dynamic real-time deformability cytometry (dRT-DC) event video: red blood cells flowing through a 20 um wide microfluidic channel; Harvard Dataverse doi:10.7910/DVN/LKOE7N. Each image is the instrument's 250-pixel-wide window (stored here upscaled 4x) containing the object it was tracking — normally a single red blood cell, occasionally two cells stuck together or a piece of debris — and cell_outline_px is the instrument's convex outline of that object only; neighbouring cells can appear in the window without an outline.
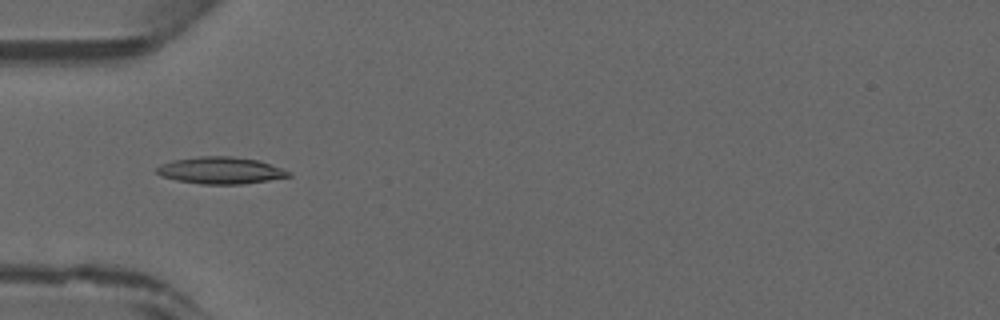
{"species": "common noctule bat (a hibernating species)", "species_latin": "Nyctalus noctula", "temperature_condition": "warm", "stored_images_in_passage": 45, "camera_frame_rate_fps": 3000, "um_per_image_px": 0.085, "animal": {"sex": "male", "forearm_length_mm": 52.5}, "frame": {"image": 1, "passage_image": 14, "time_ms": 4.333, "image_size_px": [1000, 320], "cell_outline_px": [[292, 176], [268, 180], [240, 184], [200, 184], [176, 180], [160, 176], [156, 172], [156, 168], [160, 164], [172, 160], [200, 156], [232, 156], [256, 160], [292, 172]], "centroid_in_image_um": [18.7, 14.49], "position_along_channel_um": 66.3, "area_um2": 20.58}}
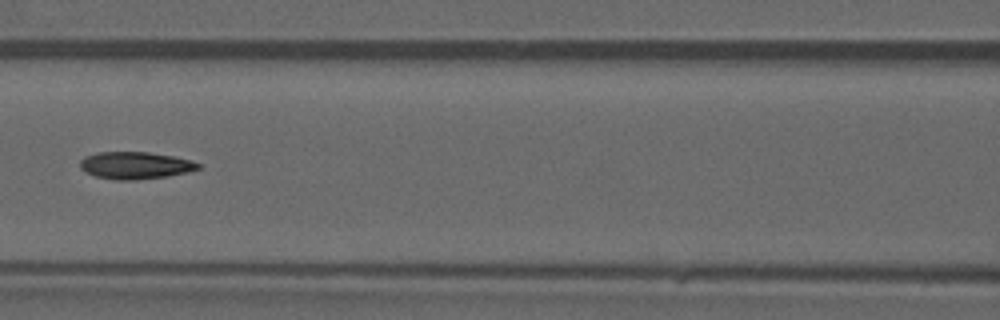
{"frame": {"image": 2, "passage_image": 20, "time_ms": 6.333, "image_size_px": [1000, 320], "cell_outline_px": [[200, 168], [188, 172], [168, 176], [136, 180], [116, 180], [96, 176], [84, 172], [80, 168], [80, 160], [84, 156], [96, 152], [148, 152], [172, 156], [192, 160], [200, 164]], "centroid_in_image_um": [11.47, 14.06], "position_along_channel_um": 155.1, "area_um2": 18.84}}